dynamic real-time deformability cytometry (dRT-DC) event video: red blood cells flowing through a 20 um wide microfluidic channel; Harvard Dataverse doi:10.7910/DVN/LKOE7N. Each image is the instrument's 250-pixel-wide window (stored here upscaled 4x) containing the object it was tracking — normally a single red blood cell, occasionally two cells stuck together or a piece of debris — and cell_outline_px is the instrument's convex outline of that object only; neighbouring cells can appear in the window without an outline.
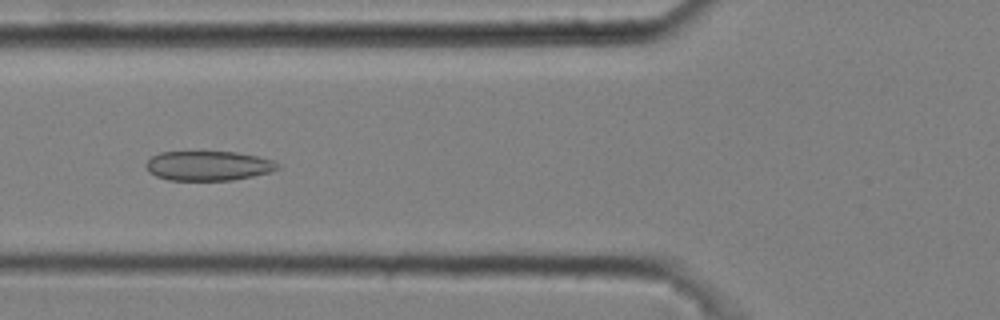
{"species": "common noctule bat (a hibernating species)", "species_latin": "Nyctalus noctula", "temperature_condition": "cold", "stored_images_in_passage": 8, "camera_frame_rate_fps": 3000, "um_per_image_px": 0.085, "animal": {"sex": "male", "body_mass_g": 20.4}, "frame": {"image": 1, "passage_image": 5, "time_ms": 1.333, "image_size_px": [1000, 320], "cell_outline_px": [[280, 168], [272, 172], [232, 180], [168, 180], [156, 176], [144, 164], [152, 156], [160, 152], [236, 152], [256, 156], [272, 160], [280, 164]], "centroid_in_image_um": [17.74, 14.09], "position_along_channel_um": 108.1, "area_um2": 22.6}}
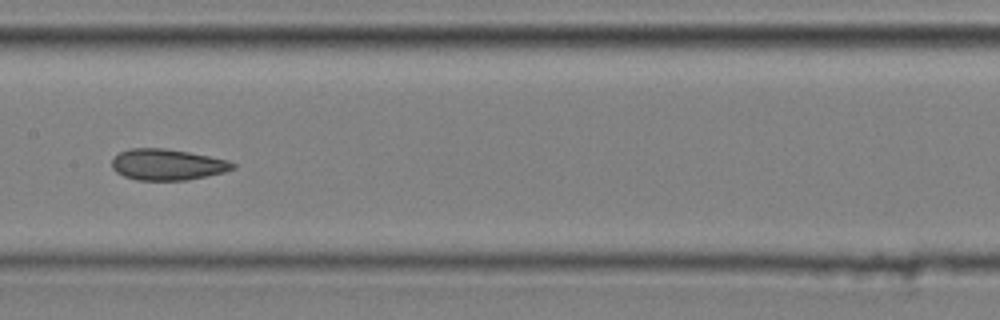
{"frame": {"image": 2, "passage_image": 7, "time_ms": 2.0, "image_size_px": [1000, 320], "cell_outline_px": [[236, 168], [224, 172], [188, 180], [136, 180], [124, 176], [116, 172], [112, 168], [112, 160], [120, 152], [132, 148], [164, 148], [188, 152], [228, 160], [236, 164]], "centroid_in_image_um": [14.23, 13.99], "position_along_channel_um": 193.2, "area_um2": 21.85}}
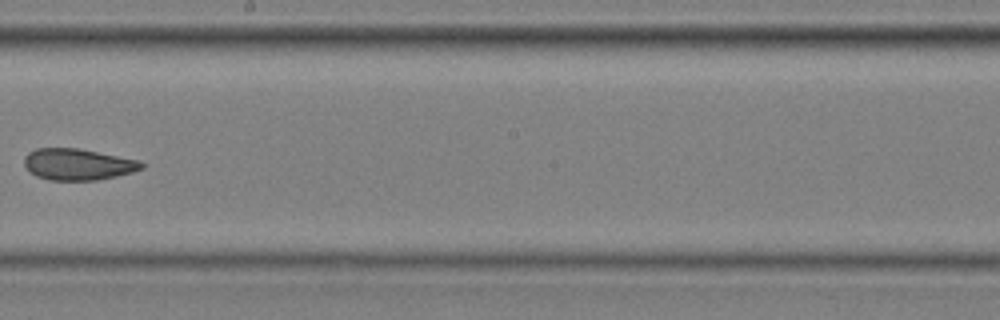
{"frame": {"image": 3, "passage_image": 8, "time_ms": 2.333, "image_size_px": [1000, 320], "cell_outline_px": [[148, 164], [144, 168], [132, 172], [116, 176], [96, 180], [48, 180], [36, 176], [24, 164], [24, 156], [28, 152], [36, 148], [80, 148], [140, 160]], "centroid_in_image_um": [6.66, 13.96], "position_along_channel_um": 241.5, "area_um2": 21.68}}